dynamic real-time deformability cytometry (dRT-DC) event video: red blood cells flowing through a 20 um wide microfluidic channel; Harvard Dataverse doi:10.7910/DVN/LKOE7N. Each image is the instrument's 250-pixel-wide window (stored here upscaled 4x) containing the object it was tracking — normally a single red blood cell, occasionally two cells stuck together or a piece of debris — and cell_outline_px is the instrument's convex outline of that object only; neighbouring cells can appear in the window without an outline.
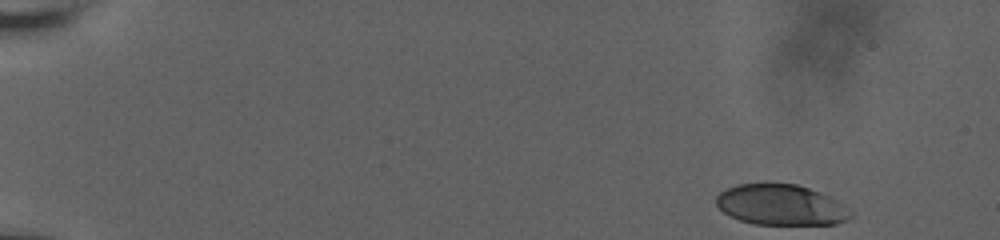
{"species": "human", "species_latin": "Homo sapiens", "temperature_condition": "room temperature", "stored_images_in_passage": 20, "camera_frame_rate_fps": 3000, "um_per_image_px": 0.085, "donor": {"sex": "male"}, "frame": {"image": 1, "passage_image": 1, "time_ms": 0.0, "image_size_px": [1000, 240], "cell_outline_px": [[852, 216], [848, 220], [836, 224], [756, 224], [740, 220], [724, 212], [716, 204], [716, 196], [720, 192], [728, 188], [740, 184], [764, 180], [796, 184], [808, 188], [828, 196], [836, 200], [852, 212]], "centroid_in_image_um": [66.36, 17.38], "position_along_channel_um": 18.6, "area_um2": 32.19}}
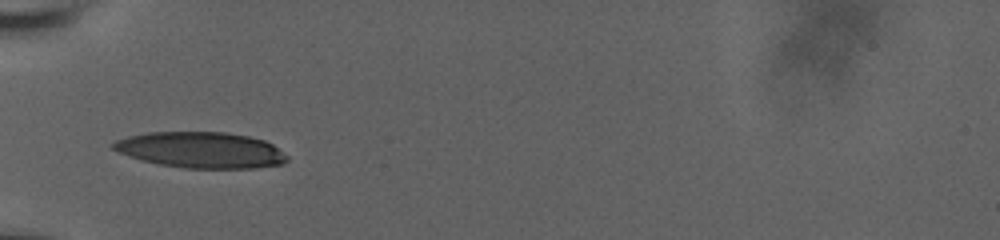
{"frame": {"image": 2, "passage_image": 15, "time_ms": 5.333, "image_size_px": [1000, 240], "cell_outline_px": [[288, 160], [284, 164], [256, 168], [184, 168], [160, 164], [140, 160], [120, 152], [112, 148], [112, 144], [116, 140], [128, 136], [148, 132], [228, 132], [248, 136], [264, 140], [272, 144], [288, 156]], "centroid_in_image_um": [17.11, 12.75], "position_along_channel_um": 67.9, "area_um2": 36.47}}
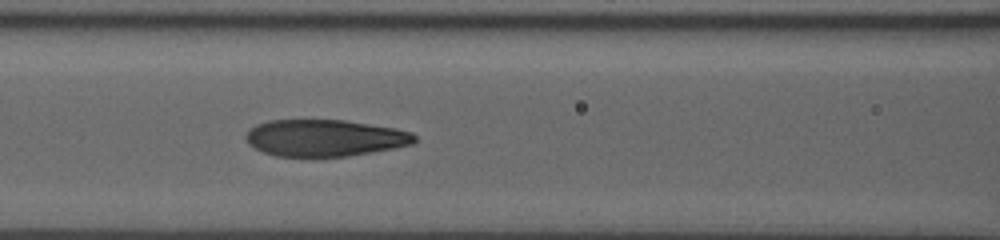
{"frame": {"image": 3, "passage_image": 20, "time_ms": 7.333, "image_size_px": [1000, 240], "cell_outline_px": [[416, 140], [412, 144], [372, 152], [348, 156], [276, 156], [264, 152], [248, 144], [244, 136], [256, 124], [268, 120], [344, 120], [396, 128], [412, 132], [416, 136]], "centroid_in_image_um": [27.61, 11.72], "position_along_channel_um": 139.0, "area_um2": 36.01}}